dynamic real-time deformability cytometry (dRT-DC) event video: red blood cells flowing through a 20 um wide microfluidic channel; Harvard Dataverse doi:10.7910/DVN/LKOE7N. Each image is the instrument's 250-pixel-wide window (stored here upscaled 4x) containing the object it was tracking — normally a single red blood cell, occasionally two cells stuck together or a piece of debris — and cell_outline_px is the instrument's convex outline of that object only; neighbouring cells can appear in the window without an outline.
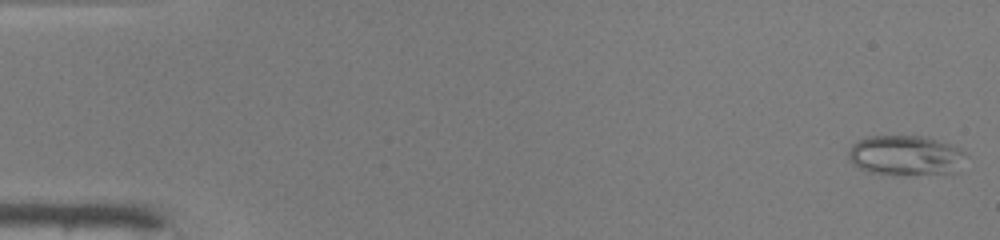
{"species": "common noctule bat (a hibernating species)", "species_latin": "Nyctalus noctula", "temperature_condition": "warm", "stored_images_in_passage": 48, "camera_frame_rate_fps": 3000, "um_per_image_px": 0.085, "animal": {"sex": "male", "body_mass_g": 19.0, "forearm_length_mm": 50.8}, "frame": {"image": 1, "passage_image": 1, "time_ms": 0.0, "image_size_px": [1000, 240], "cell_outline_px": [[968, 156], [952, 172], [892, 176], [872, 172], [860, 168], [848, 160], [848, 152], [852, 144], [856, 140], [864, 136], [924, 136], [948, 144], [964, 152]], "centroid_in_image_um": [76.89, 13.21], "position_along_channel_um": 8.1, "area_um2": 27.34}}
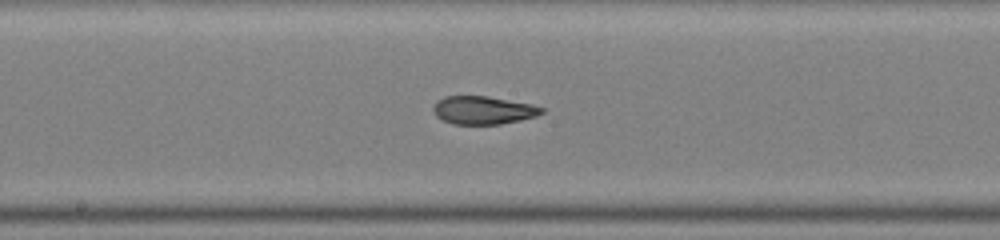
{"frame": {"image": 2, "passage_image": 26, "time_ms": 8.333, "image_size_px": [1000, 240], "cell_outline_px": [[544, 112], [536, 116], [520, 120], [500, 124], [452, 124], [436, 116], [432, 108], [436, 100], [444, 96], [488, 96], [532, 104], [544, 108]], "centroid_in_image_um": [41.06, 9.36], "position_along_channel_um": 207.1, "area_um2": 17.8}}
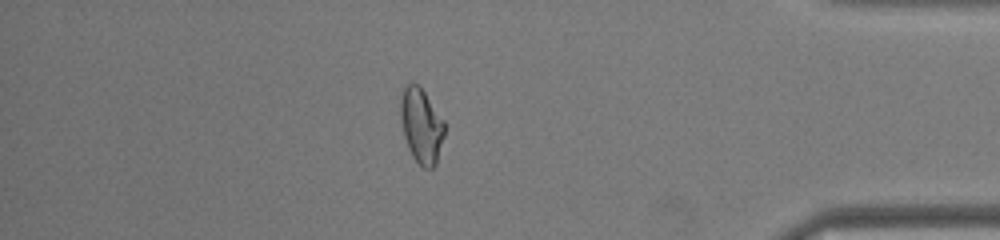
{"frame": {"image": 3, "passage_image": 42, "time_ms": 13.667, "image_size_px": [1000, 240], "cell_outline_px": [[444, 136], [436, 164], [432, 168], [424, 168], [412, 156], [408, 148], [404, 136], [400, 120], [400, 100], [404, 88], [408, 84], [416, 84], [424, 92], [444, 120]], "centroid_in_image_um": [35.81, 10.7], "position_along_channel_um": 399.4, "area_um2": 18.96}, "authors_computed_cell_mechanics": {"area_um2": 19.941, "velocity_mm_per_s": 4.2, "shape_relaxation_time_tau1_ms": null, "shape_relaxation_time_tau2_ms": 1.3223, "deformation_change_tau1": null, "deformation_change_tau2": 0.0721}}